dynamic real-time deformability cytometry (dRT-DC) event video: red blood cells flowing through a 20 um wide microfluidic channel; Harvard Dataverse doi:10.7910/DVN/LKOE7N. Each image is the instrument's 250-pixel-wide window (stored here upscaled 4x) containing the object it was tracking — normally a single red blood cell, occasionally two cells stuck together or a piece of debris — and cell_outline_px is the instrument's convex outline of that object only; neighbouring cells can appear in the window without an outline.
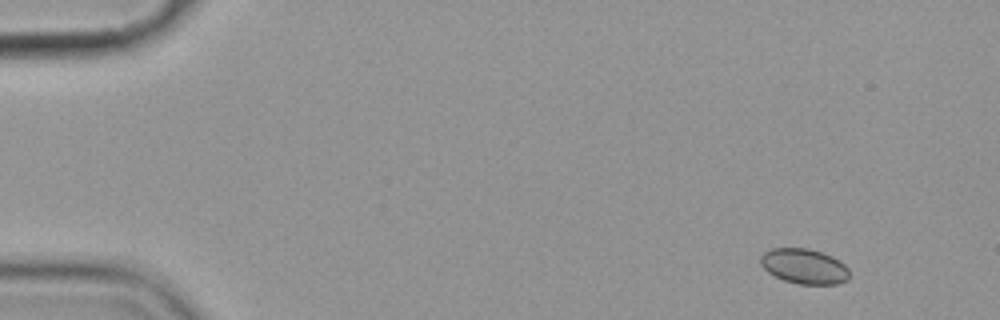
{"species": "common noctule bat (a hibernating species)", "species_latin": "Nyctalus noctula", "temperature_condition": "cold", "stored_images_in_passage": 7, "camera_frame_rate_fps": 3000, "um_per_image_px": 0.085, "animal": {"sex": "female", "body_mass_g": 19.9}, "frame": {"image": 1, "passage_image": 2, "time_ms": 1.0, "image_size_px": [1000, 320], "cell_outline_px": [[848, 280], [836, 284], [800, 284], [784, 280], [768, 272], [760, 264], [760, 256], [764, 252], [772, 248], [808, 248], [832, 256], [840, 260], [848, 268]], "centroid_in_image_um": [68.35, 22.63], "position_along_channel_um": 16.6, "area_um2": 18.15}}
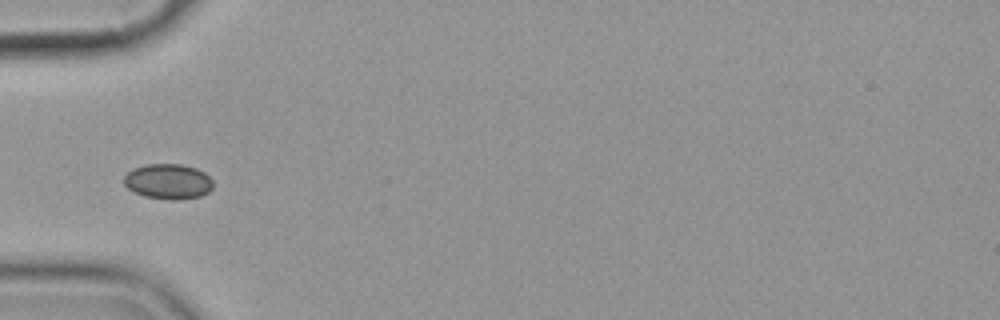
{"frame": {"image": 2, "passage_image": 6, "time_ms": 5.667, "image_size_px": [1000, 320], "cell_outline_px": [[212, 188], [208, 192], [200, 196], [180, 200], [168, 200], [144, 196], [128, 188], [124, 184], [124, 176], [132, 168], [148, 164], [180, 164], [196, 168], [204, 172], [212, 180]], "centroid_in_image_um": [14.29, 15.43], "position_along_channel_um": 70.7, "area_um2": 18.32}}
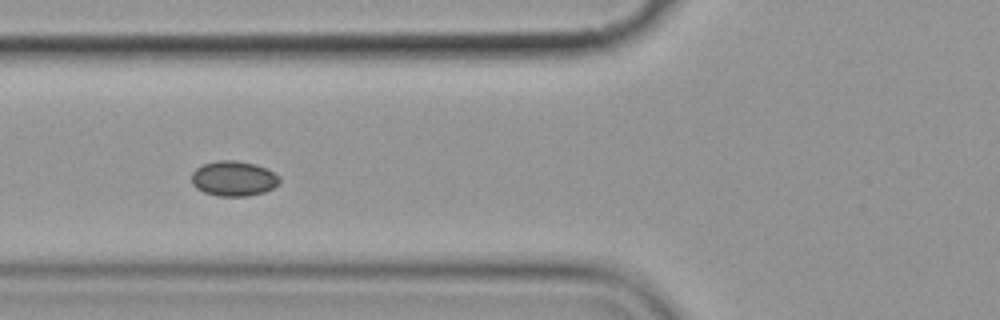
{"frame": {"image": 3, "passage_image": 7, "time_ms": 6.667, "image_size_px": [1000, 320], "cell_outline_px": [[280, 184], [264, 192], [248, 196], [216, 196], [204, 192], [196, 188], [192, 184], [192, 172], [196, 168], [204, 164], [216, 160], [236, 160], [256, 164], [280, 176]], "centroid_in_image_um": [19.85, 15.18], "position_along_channel_um": 105.9, "area_um2": 18.09}}